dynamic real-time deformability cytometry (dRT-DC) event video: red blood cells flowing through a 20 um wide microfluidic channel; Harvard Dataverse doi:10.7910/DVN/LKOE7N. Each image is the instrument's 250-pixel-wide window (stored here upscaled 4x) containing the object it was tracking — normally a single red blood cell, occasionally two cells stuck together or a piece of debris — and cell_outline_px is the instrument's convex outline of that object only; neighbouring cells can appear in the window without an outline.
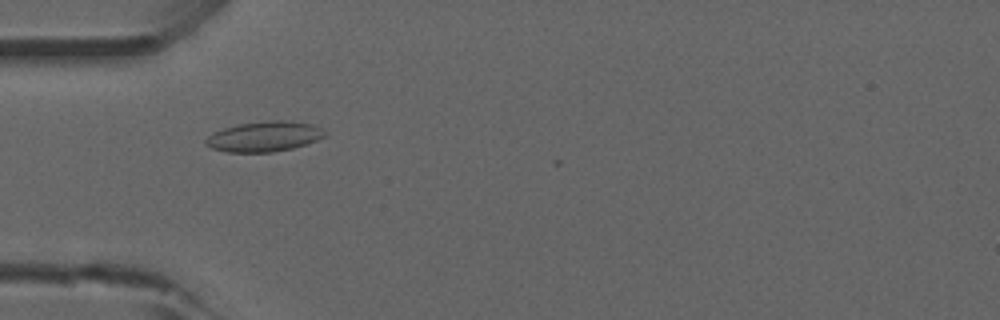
{"species": "common noctule bat (a hibernating species)", "species_latin": "Nyctalus noctula", "temperature_condition": "room temperature", "stored_images_in_passage": 12, "camera_frame_rate_fps": 3000, "um_per_image_px": 0.085, "animal": {"sex": "male", "forearm_length_mm": 52.5}, "frame": {"image": 1, "passage_image": 5, "time_ms": 1.333, "image_size_px": [1000, 320], "cell_outline_px": [[328, 132], [324, 136], [308, 144], [292, 148], [272, 152], [228, 152], [212, 148], [204, 144], [204, 140], [212, 132], [236, 124], [272, 120], [280, 120], [312, 124]], "centroid_in_image_um": [22.43, 11.6], "position_along_channel_um": 62.6, "area_um2": 20.98}}
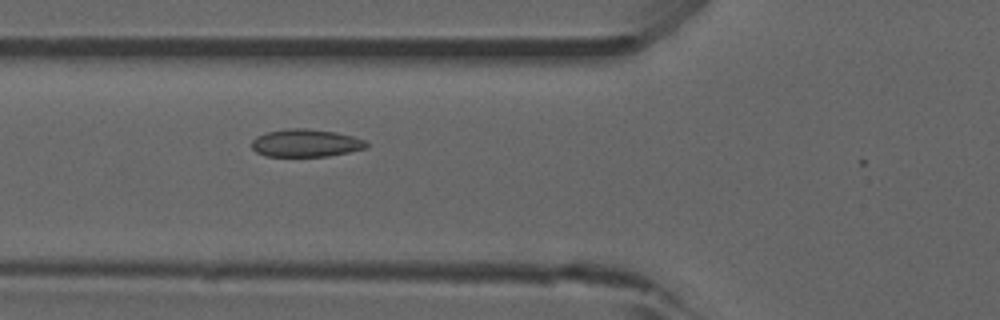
{"frame": {"image": 2, "passage_image": 8, "time_ms": 2.333, "image_size_px": [1000, 320], "cell_outline_px": [[368, 144], [364, 148], [348, 152], [328, 156], [264, 156], [256, 152], [252, 148], [252, 140], [256, 136], [268, 132], [288, 128], [304, 128], [336, 132], [352, 136], [364, 140]], "centroid_in_image_um": [25.95, 12.16], "position_along_channel_um": 99.8, "area_um2": 18.38}}
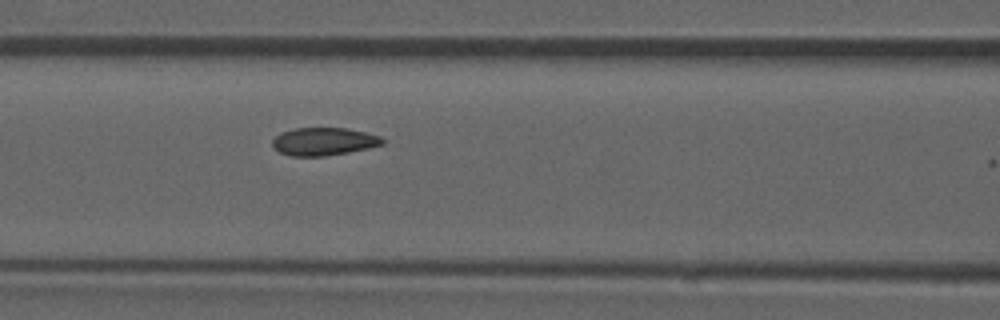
{"frame": {"image": 3, "passage_image": 11, "time_ms": 3.333, "image_size_px": [1000, 320], "cell_outline_px": [[384, 144], [368, 148], [348, 152], [324, 156], [292, 156], [280, 152], [272, 148], [272, 140], [280, 132], [296, 128], [348, 128], [380, 136], [384, 140]], "centroid_in_image_um": [27.49, 12.02], "position_along_channel_um": 139.1, "area_um2": 17.86}}